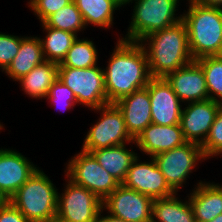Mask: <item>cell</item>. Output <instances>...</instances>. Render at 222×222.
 Instances as JSON below:
<instances>
[{
    "mask_svg": "<svg viewBox=\"0 0 222 222\" xmlns=\"http://www.w3.org/2000/svg\"><path fill=\"white\" fill-rule=\"evenodd\" d=\"M0 222H29L27 218L10 202L0 208Z\"/></svg>",
    "mask_w": 222,
    "mask_h": 222,
    "instance_id": "cell-33",
    "label": "cell"
},
{
    "mask_svg": "<svg viewBox=\"0 0 222 222\" xmlns=\"http://www.w3.org/2000/svg\"><path fill=\"white\" fill-rule=\"evenodd\" d=\"M41 24L43 31L46 32L44 39L39 36L44 59L60 64L71 48L72 43L76 40L77 35L61 29L47 27L44 23Z\"/></svg>",
    "mask_w": 222,
    "mask_h": 222,
    "instance_id": "cell-25",
    "label": "cell"
},
{
    "mask_svg": "<svg viewBox=\"0 0 222 222\" xmlns=\"http://www.w3.org/2000/svg\"><path fill=\"white\" fill-rule=\"evenodd\" d=\"M188 198L197 222H209L222 214V185L215 182L196 183Z\"/></svg>",
    "mask_w": 222,
    "mask_h": 222,
    "instance_id": "cell-19",
    "label": "cell"
},
{
    "mask_svg": "<svg viewBox=\"0 0 222 222\" xmlns=\"http://www.w3.org/2000/svg\"><path fill=\"white\" fill-rule=\"evenodd\" d=\"M133 1L131 22L127 34L121 37L123 40L140 42L147 35L182 20V14L176 13L180 0H128L124 6Z\"/></svg>",
    "mask_w": 222,
    "mask_h": 222,
    "instance_id": "cell-5",
    "label": "cell"
},
{
    "mask_svg": "<svg viewBox=\"0 0 222 222\" xmlns=\"http://www.w3.org/2000/svg\"><path fill=\"white\" fill-rule=\"evenodd\" d=\"M177 194L153 200L151 222H197L189 199L180 200Z\"/></svg>",
    "mask_w": 222,
    "mask_h": 222,
    "instance_id": "cell-23",
    "label": "cell"
},
{
    "mask_svg": "<svg viewBox=\"0 0 222 222\" xmlns=\"http://www.w3.org/2000/svg\"><path fill=\"white\" fill-rule=\"evenodd\" d=\"M58 67L59 64L45 60L28 74L22 76L17 82L21 85V90L30 98L45 99L50 87L58 78Z\"/></svg>",
    "mask_w": 222,
    "mask_h": 222,
    "instance_id": "cell-22",
    "label": "cell"
},
{
    "mask_svg": "<svg viewBox=\"0 0 222 222\" xmlns=\"http://www.w3.org/2000/svg\"><path fill=\"white\" fill-rule=\"evenodd\" d=\"M22 153L0 148V189L12 197L39 168Z\"/></svg>",
    "mask_w": 222,
    "mask_h": 222,
    "instance_id": "cell-16",
    "label": "cell"
},
{
    "mask_svg": "<svg viewBox=\"0 0 222 222\" xmlns=\"http://www.w3.org/2000/svg\"><path fill=\"white\" fill-rule=\"evenodd\" d=\"M92 111L100 112V118L87 132L82 151L90 153L93 150L126 143L136 145L135 140L127 131L121 111L114 103L92 109Z\"/></svg>",
    "mask_w": 222,
    "mask_h": 222,
    "instance_id": "cell-6",
    "label": "cell"
},
{
    "mask_svg": "<svg viewBox=\"0 0 222 222\" xmlns=\"http://www.w3.org/2000/svg\"><path fill=\"white\" fill-rule=\"evenodd\" d=\"M3 127H4L3 124H1L0 122V130L4 129Z\"/></svg>",
    "mask_w": 222,
    "mask_h": 222,
    "instance_id": "cell-41",
    "label": "cell"
},
{
    "mask_svg": "<svg viewBox=\"0 0 222 222\" xmlns=\"http://www.w3.org/2000/svg\"><path fill=\"white\" fill-rule=\"evenodd\" d=\"M22 36L0 32V70L4 72L19 52Z\"/></svg>",
    "mask_w": 222,
    "mask_h": 222,
    "instance_id": "cell-31",
    "label": "cell"
},
{
    "mask_svg": "<svg viewBox=\"0 0 222 222\" xmlns=\"http://www.w3.org/2000/svg\"><path fill=\"white\" fill-rule=\"evenodd\" d=\"M146 88L151 102L152 123L162 126L180 125L183 107L165 78H151Z\"/></svg>",
    "mask_w": 222,
    "mask_h": 222,
    "instance_id": "cell-13",
    "label": "cell"
},
{
    "mask_svg": "<svg viewBox=\"0 0 222 222\" xmlns=\"http://www.w3.org/2000/svg\"><path fill=\"white\" fill-rule=\"evenodd\" d=\"M98 163L120 184L124 181L128 169L137 158V152L129 150L126 144L101 148L90 152Z\"/></svg>",
    "mask_w": 222,
    "mask_h": 222,
    "instance_id": "cell-21",
    "label": "cell"
},
{
    "mask_svg": "<svg viewBox=\"0 0 222 222\" xmlns=\"http://www.w3.org/2000/svg\"><path fill=\"white\" fill-rule=\"evenodd\" d=\"M141 161L139 156L128 169L122 185L151 197L153 200L172 196L176 192L169 186L153 157Z\"/></svg>",
    "mask_w": 222,
    "mask_h": 222,
    "instance_id": "cell-12",
    "label": "cell"
},
{
    "mask_svg": "<svg viewBox=\"0 0 222 222\" xmlns=\"http://www.w3.org/2000/svg\"><path fill=\"white\" fill-rule=\"evenodd\" d=\"M118 38L107 67L103 68L108 103L145 88L152 78L146 51L140 42Z\"/></svg>",
    "mask_w": 222,
    "mask_h": 222,
    "instance_id": "cell-1",
    "label": "cell"
},
{
    "mask_svg": "<svg viewBox=\"0 0 222 222\" xmlns=\"http://www.w3.org/2000/svg\"><path fill=\"white\" fill-rule=\"evenodd\" d=\"M9 203L8 196L0 189V208L6 206Z\"/></svg>",
    "mask_w": 222,
    "mask_h": 222,
    "instance_id": "cell-36",
    "label": "cell"
},
{
    "mask_svg": "<svg viewBox=\"0 0 222 222\" xmlns=\"http://www.w3.org/2000/svg\"><path fill=\"white\" fill-rule=\"evenodd\" d=\"M216 56L222 60V45H221L220 51L218 52Z\"/></svg>",
    "mask_w": 222,
    "mask_h": 222,
    "instance_id": "cell-39",
    "label": "cell"
},
{
    "mask_svg": "<svg viewBox=\"0 0 222 222\" xmlns=\"http://www.w3.org/2000/svg\"><path fill=\"white\" fill-rule=\"evenodd\" d=\"M78 10L82 14L85 26L90 24L110 29L111 25L115 24L114 13L115 10L124 6L119 0H73Z\"/></svg>",
    "mask_w": 222,
    "mask_h": 222,
    "instance_id": "cell-24",
    "label": "cell"
},
{
    "mask_svg": "<svg viewBox=\"0 0 222 222\" xmlns=\"http://www.w3.org/2000/svg\"><path fill=\"white\" fill-rule=\"evenodd\" d=\"M45 99H49L48 102H52L50 104H53L54 107H58L59 105L60 107L64 106L62 108L63 110L66 109V111L78 104L74 93L59 78L52 84Z\"/></svg>",
    "mask_w": 222,
    "mask_h": 222,
    "instance_id": "cell-30",
    "label": "cell"
},
{
    "mask_svg": "<svg viewBox=\"0 0 222 222\" xmlns=\"http://www.w3.org/2000/svg\"><path fill=\"white\" fill-rule=\"evenodd\" d=\"M39 169L9 199L29 222H47L57 215L58 189Z\"/></svg>",
    "mask_w": 222,
    "mask_h": 222,
    "instance_id": "cell-4",
    "label": "cell"
},
{
    "mask_svg": "<svg viewBox=\"0 0 222 222\" xmlns=\"http://www.w3.org/2000/svg\"><path fill=\"white\" fill-rule=\"evenodd\" d=\"M182 109L180 126L187 142L202 145L209 132L221 103L207 99L185 103Z\"/></svg>",
    "mask_w": 222,
    "mask_h": 222,
    "instance_id": "cell-14",
    "label": "cell"
},
{
    "mask_svg": "<svg viewBox=\"0 0 222 222\" xmlns=\"http://www.w3.org/2000/svg\"><path fill=\"white\" fill-rule=\"evenodd\" d=\"M119 1L125 4L128 0H119Z\"/></svg>",
    "mask_w": 222,
    "mask_h": 222,
    "instance_id": "cell-40",
    "label": "cell"
},
{
    "mask_svg": "<svg viewBox=\"0 0 222 222\" xmlns=\"http://www.w3.org/2000/svg\"><path fill=\"white\" fill-rule=\"evenodd\" d=\"M140 44L146 51L149 72L153 78H165L193 61L187 28L182 20L147 35Z\"/></svg>",
    "mask_w": 222,
    "mask_h": 222,
    "instance_id": "cell-2",
    "label": "cell"
},
{
    "mask_svg": "<svg viewBox=\"0 0 222 222\" xmlns=\"http://www.w3.org/2000/svg\"><path fill=\"white\" fill-rule=\"evenodd\" d=\"M43 61L45 59L39 37L22 36L19 52L4 73L9 79L17 81Z\"/></svg>",
    "mask_w": 222,
    "mask_h": 222,
    "instance_id": "cell-20",
    "label": "cell"
},
{
    "mask_svg": "<svg viewBox=\"0 0 222 222\" xmlns=\"http://www.w3.org/2000/svg\"><path fill=\"white\" fill-rule=\"evenodd\" d=\"M188 2L189 8L183 12L182 21L187 28L193 60L216 56L222 45V8Z\"/></svg>",
    "mask_w": 222,
    "mask_h": 222,
    "instance_id": "cell-3",
    "label": "cell"
},
{
    "mask_svg": "<svg viewBox=\"0 0 222 222\" xmlns=\"http://www.w3.org/2000/svg\"><path fill=\"white\" fill-rule=\"evenodd\" d=\"M195 61L204 72L209 99L222 104V60L206 56Z\"/></svg>",
    "mask_w": 222,
    "mask_h": 222,
    "instance_id": "cell-28",
    "label": "cell"
},
{
    "mask_svg": "<svg viewBox=\"0 0 222 222\" xmlns=\"http://www.w3.org/2000/svg\"><path fill=\"white\" fill-rule=\"evenodd\" d=\"M153 199L120 184L102 202V208L126 222H151Z\"/></svg>",
    "mask_w": 222,
    "mask_h": 222,
    "instance_id": "cell-11",
    "label": "cell"
},
{
    "mask_svg": "<svg viewBox=\"0 0 222 222\" xmlns=\"http://www.w3.org/2000/svg\"><path fill=\"white\" fill-rule=\"evenodd\" d=\"M153 159L169 186L176 193L182 189L181 187L186 183L194 168L196 169L198 162L207 160L203 155L201 145L193 142H186L180 147L157 154Z\"/></svg>",
    "mask_w": 222,
    "mask_h": 222,
    "instance_id": "cell-9",
    "label": "cell"
},
{
    "mask_svg": "<svg viewBox=\"0 0 222 222\" xmlns=\"http://www.w3.org/2000/svg\"><path fill=\"white\" fill-rule=\"evenodd\" d=\"M66 163V178L105 200L120 183L88 152L80 151Z\"/></svg>",
    "mask_w": 222,
    "mask_h": 222,
    "instance_id": "cell-8",
    "label": "cell"
},
{
    "mask_svg": "<svg viewBox=\"0 0 222 222\" xmlns=\"http://www.w3.org/2000/svg\"><path fill=\"white\" fill-rule=\"evenodd\" d=\"M136 147L144 154L154 157L184 145V138L180 125L162 126L151 123L135 140Z\"/></svg>",
    "mask_w": 222,
    "mask_h": 222,
    "instance_id": "cell-18",
    "label": "cell"
},
{
    "mask_svg": "<svg viewBox=\"0 0 222 222\" xmlns=\"http://www.w3.org/2000/svg\"><path fill=\"white\" fill-rule=\"evenodd\" d=\"M209 222H222V214L217 215L214 219Z\"/></svg>",
    "mask_w": 222,
    "mask_h": 222,
    "instance_id": "cell-37",
    "label": "cell"
},
{
    "mask_svg": "<svg viewBox=\"0 0 222 222\" xmlns=\"http://www.w3.org/2000/svg\"><path fill=\"white\" fill-rule=\"evenodd\" d=\"M58 78L74 93L78 104L96 109L108 103L101 67H58Z\"/></svg>",
    "mask_w": 222,
    "mask_h": 222,
    "instance_id": "cell-7",
    "label": "cell"
},
{
    "mask_svg": "<svg viewBox=\"0 0 222 222\" xmlns=\"http://www.w3.org/2000/svg\"><path fill=\"white\" fill-rule=\"evenodd\" d=\"M47 222H65V221L61 220L60 218H58V217L56 216V217L51 218V219L48 220Z\"/></svg>",
    "mask_w": 222,
    "mask_h": 222,
    "instance_id": "cell-38",
    "label": "cell"
},
{
    "mask_svg": "<svg viewBox=\"0 0 222 222\" xmlns=\"http://www.w3.org/2000/svg\"><path fill=\"white\" fill-rule=\"evenodd\" d=\"M65 181L63 192L58 193L56 216L65 222H95L103 201L68 178Z\"/></svg>",
    "mask_w": 222,
    "mask_h": 222,
    "instance_id": "cell-10",
    "label": "cell"
},
{
    "mask_svg": "<svg viewBox=\"0 0 222 222\" xmlns=\"http://www.w3.org/2000/svg\"><path fill=\"white\" fill-rule=\"evenodd\" d=\"M165 79L182 103L209 99L204 72L195 60L168 74Z\"/></svg>",
    "mask_w": 222,
    "mask_h": 222,
    "instance_id": "cell-15",
    "label": "cell"
},
{
    "mask_svg": "<svg viewBox=\"0 0 222 222\" xmlns=\"http://www.w3.org/2000/svg\"><path fill=\"white\" fill-rule=\"evenodd\" d=\"M73 0H30L28 7L43 23L50 15L57 12Z\"/></svg>",
    "mask_w": 222,
    "mask_h": 222,
    "instance_id": "cell-32",
    "label": "cell"
},
{
    "mask_svg": "<svg viewBox=\"0 0 222 222\" xmlns=\"http://www.w3.org/2000/svg\"><path fill=\"white\" fill-rule=\"evenodd\" d=\"M121 111L129 135L137 137L152 123L148 89L142 88L114 103Z\"/></svg>",
    "mask_w": 222,
    "mask_h": 222,
    "instance_id": "cell-17",
    "label": "cell"
},
{
    "mask_svg": "<svg viewBox=\"0 0 222 222\" xmlns=\"http://www.w3.org/2000/svg\"><path fill=\"white\" fill-rule=\"evenodd\" d=\"M104 209L102 208L97 216V219L95 222H126L123 219L117 218L115 216H112L108 213V215H103ZM102 214V215H101Z\"/></svg>",
    "mask_w": 222,
    "mask_h": 222,
    "instance_id": "cell-34",
    "label": "cell"
},
{
    "mask_svg": "<svg viewBox=\"0 0 222 222\" xmlns=\"http://www.w3.org/2000/svg\"><path fill=\"white\" fill-rule=\"evenodd\" d=\"M98 56L93 40H88V38L79 39L78 36L59 64V67L91 68L97 66Z\"/></svg>",
    "mask_w": 222,
    "mask_h": 222,
    "instance_id": "cell-26",
    "label": "cell"
},
{
    "mask_svg": "<svg viewBox=\"0 0 222 222\" xmlns=\"http://www.w3.org/2000/svg\"><path fill=\"white\" fill-rule=\"evenodd\" d=\"M43 23L47 27L61 29L63 31L74 33L77 36L79 31H83L87 28L82 14L73 1L50 15Z\"/></svg>",
    "mask_w": 222,
    "mask_h": 222,
    "instance_id": "cell-27",
    "label": "cell"
},
{
    "mask_svg": "<svg viewBox=\"0 0 222 222\" xmlns=\"http://www.w3.org/2000/svg\"><path fill=\"white\" fill-rule=\"evenodd\" d=\"M201 148L206 159L222 155V104L217 111L214 123Z\"/></svg>",
    "mask_w": 222,
    "mask_h": 222,
    "instance_id": "cell-29",
    "label": "cell"
},
{
    "mask_svg": "<svg viewBox=\"0 0 222 222\" xmlns=\"http://www.w3.org/2000/svg\"><path fill=\"white\" fill-rule=\"evenodd\" d=\"M199 5L222 8V0H191Z\"/></svg>",
    "mask_w": 222,
    "mask_h": 222,
    "instance_id": "cell-35",
    "label": "cell"
}]
</instances>
